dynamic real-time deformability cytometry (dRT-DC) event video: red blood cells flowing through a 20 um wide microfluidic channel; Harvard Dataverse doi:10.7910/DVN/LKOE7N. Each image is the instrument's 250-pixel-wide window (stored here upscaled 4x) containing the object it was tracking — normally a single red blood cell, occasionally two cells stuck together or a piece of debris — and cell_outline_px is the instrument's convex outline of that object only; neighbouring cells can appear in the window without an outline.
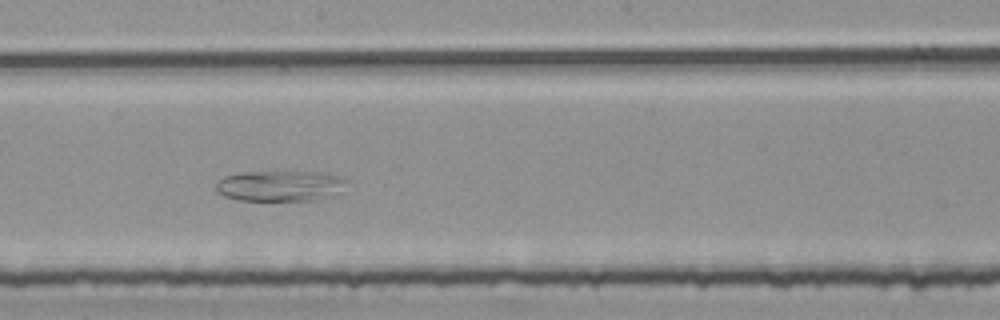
{"species": "common noctule bat (a hibernating species)", "species_latin": "Nyctalus noctula", "temperature_condition": "room temperature", "stored_images_in_passage": 46, "segment_of_instrument_passage": [1, 2], "camera_frame_rate_fps": 3000, "um_per_image_px": 0.085, "animal": {"sex": "female", "body_mass_g": 25.1}, "frame": {"image": 1, "passage_image": 28, "time_ms": 9.0, "image_size_px": [1000, 320], "cell_outline_px": [[348, 180], [344, 192], [332, 196], [312, 200], [240, 200], [224, 196], [216, 192], [216, 184], [224, 176], [240, 172], [320, 172], [340, 176]], "centroid_in_image_um": [23.86, 15.8], "position_along_channel_um": 224.3, "area_um2": 23.58}}
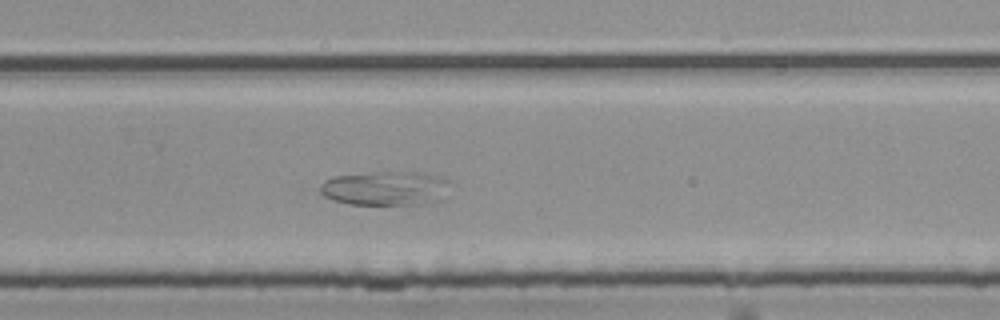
{"frame": {"image": 2, "passage_image": 34, "time_ms": 11.0, "image_size_px": [1000, 320], "cell_outline_px": [[448, 180], [424, 204], [348, 204], [324, 196], [320, 192], [320, 184], [324, 180], [332, 176], [388, 172], [424, 172], [444, 176]], "centroid_in_image_um": [32.56, 15.97], "position_along_channel_um": 297.2, "area_um2": 24.62}}
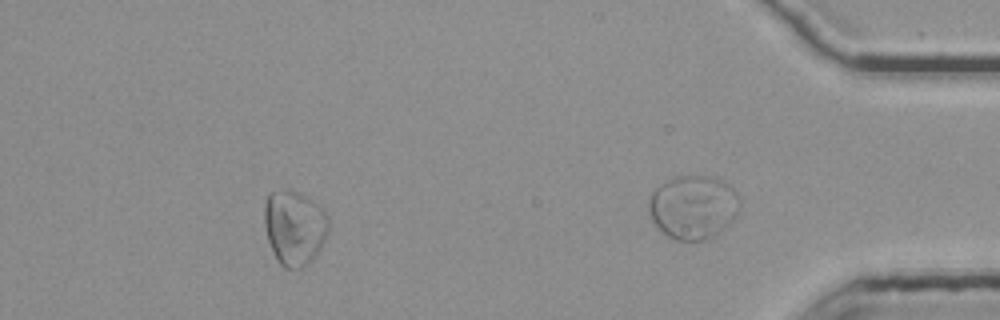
{"frame": {"image": 3, "passage_image": 41, "time_ms": 13.333, "image_size_px": [1000, 320], "cell_outline_px": [[328, 232], [320, 248], [312, 260], [308, 264], [300, 268], [284, 268], [276, 260], [268, 240], [264, 224], [264, 204], [268, 196], [272, 192], [288, 188], [300, 192], [316, 204], [328, 216]], "centroid_in_image_um": [25.0, 19.34], "position_along_channel_um": 410.2, "area_um2": 27.98}}